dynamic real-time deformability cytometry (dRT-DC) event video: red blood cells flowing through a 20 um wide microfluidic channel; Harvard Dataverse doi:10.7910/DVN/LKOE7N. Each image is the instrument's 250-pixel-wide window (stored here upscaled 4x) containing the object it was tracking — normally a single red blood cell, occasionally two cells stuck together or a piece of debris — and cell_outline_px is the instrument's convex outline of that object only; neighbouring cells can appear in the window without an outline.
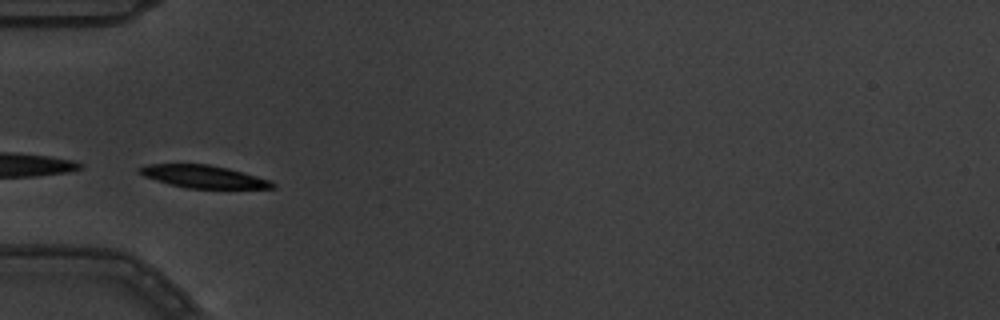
{"species": "common noctule bat (a hibernating species)", "species_latin": "Nyctalus noctula", "temperature_condition": "warm", "stored_images_in_passage": 12, "camera_frame_rate_fps": 3000, "um_per_image_px": 0.085, "animal": {"sex": "male", "body_mass_g": 19.5, "forearm_length_mm": 54.6}, "frame": {"image": 1, "passage_image": 3, "time_ms": 0.667, "image_size_px": [1000, 320], "cell_outline_px": [[276, 188], [188, 188], [168, 184], [144, 176], [136, 172], [136, 168], [148, 164], [208, 164], [228, 168], [272, 180], [276, 184]], "centroid_in_image_um": [17.28, 15.0], "position_along_channel_um": 67.7, "area_um2": 17.63}}
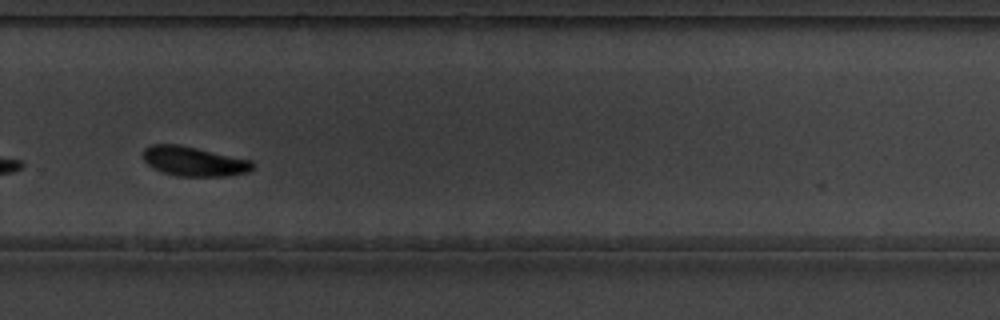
{"frame": {"image": 2, "passage_image": 9, "time_ms": 2.667, "image_size_px": [1000, 320], "cell_outline_px": [[256, 164], [248, 172], [228, 176], [176, 176], [164, 172], [148, 164], [144, 160], [144, 148], [152, 144], [180, 144], [252, 160]], "centroid_in_image_um": [16.52, 13.7], "position_along_channel_um": 313.3, "area_um2": 18.84}}
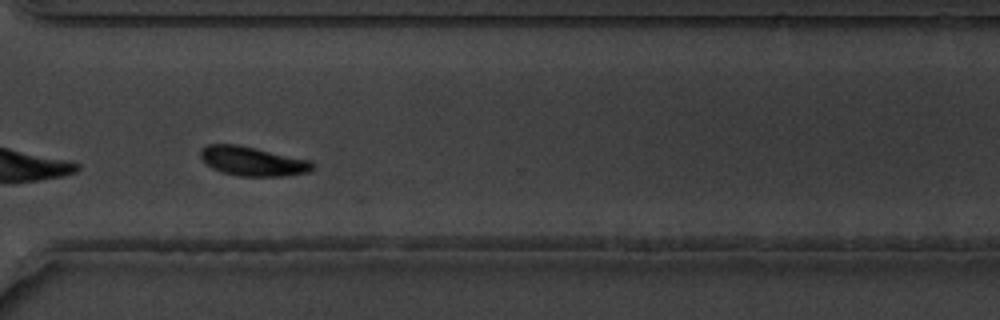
{"frame": {"image": 3, "passage_image": 10, "time_ms": 3.0, "image_size_px": [1000, 320], "cell_outline_px": [[312, 168], [308, 172], [284, 176], [240, 176], [224, 172], [212, 168], [200, 156], [200, 148], [208, 144], [236, 144], [256, 148], [312, 160]], "centroid_in_image_um": [21.47, 13.69], "position_along_channel_um": 349.1, "area_um2": 18.96}}